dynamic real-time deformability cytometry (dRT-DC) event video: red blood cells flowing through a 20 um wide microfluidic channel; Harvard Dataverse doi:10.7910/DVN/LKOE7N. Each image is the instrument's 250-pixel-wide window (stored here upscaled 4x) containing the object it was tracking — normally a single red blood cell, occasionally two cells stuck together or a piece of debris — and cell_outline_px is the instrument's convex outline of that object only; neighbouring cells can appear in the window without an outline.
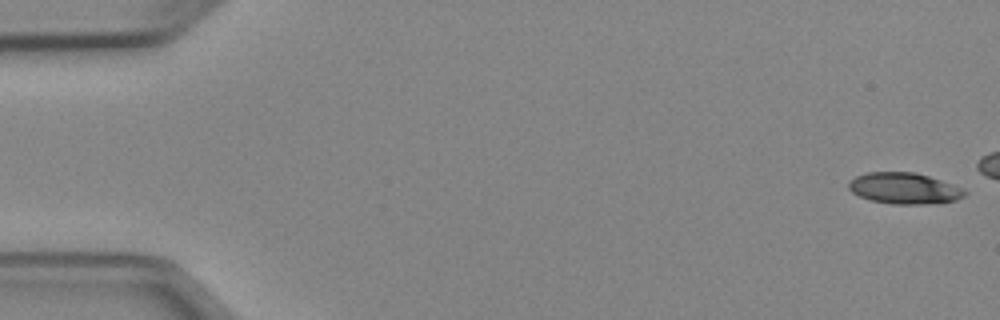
{"species": "Egyptian fruit bat (a non-hibernating species)", "species_latin": "Rousettus aegyptiacus", "temperature_condition": "cold", "stored_images_in_passage": 42, "camera_frame_rate_fps": 3000, "um_per_image_px": 0.085, "animal": {"sex": "female"}, "frame": {"image": 1, "passage_image": 1, "time_ms": 0.0, "image_size_px": [1000, 320], "cell_outline_px": [[968, 192], [964, 196], [956, 200], [924, 204], [892, 204], [872, 200], [860, 196], [852, 192], [848, 188], [848, 184], [856, 176], [868, 172], [912, 172], [928, 176], [964, 188]], "centroid_in_image_um": [76.87, 16.01], "position_along_channel_um": 8.1, "area_um2": 20.87}}
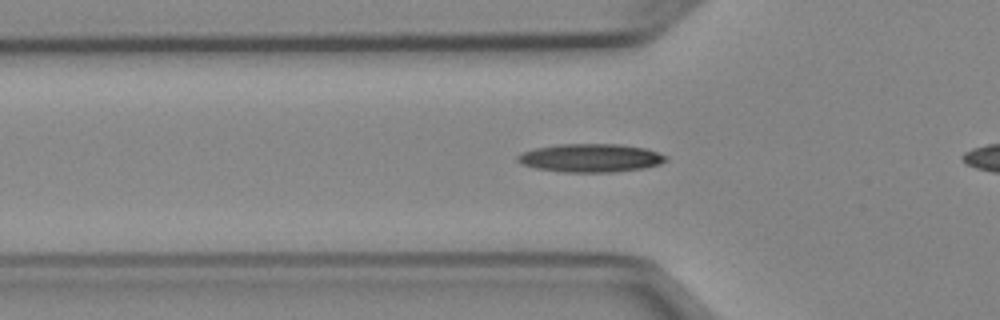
{"frame": {"image": 2, "passage_image": 17, "time_ms": 5.333, "image_size_px": [1000, 320], "cell_outline_px": [[668, 160], [660, 164], [644, 168], [612, 172], [564, 172], [536, 168], [520, 164], [516, 160], [516, 156], [524, 152], [536, 148], [556, 144], [620, 144], [648, 148], [668, 156]], "centroid_in_image_um": [50.23, 13.42], "position_along_channel_um": 75.6, "area_um2": 24.68}}
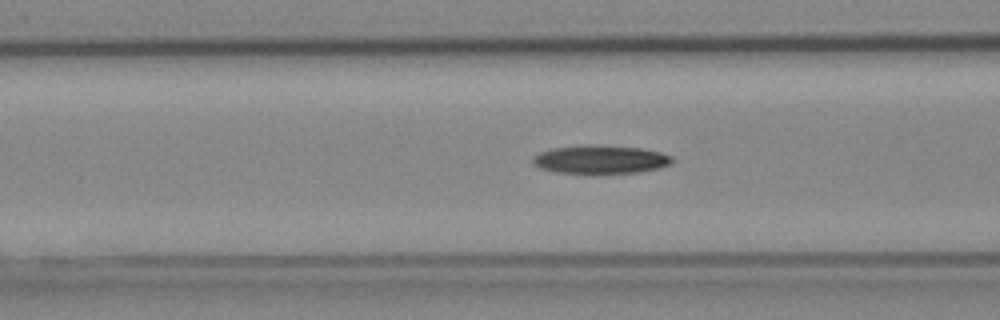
{"frame": {"image": 3, "passage_image": 20, "time_ms": 6.333, "image_size_px": [1000, 320], "cell_outline_px": [[676, 160], [672, 164], [660, 168], [636, 172], [556, 172], [540, 168], [532, 164], [532, 156], [540, 152], [552, 148], [588, 144], [596, 144], [640, 148], [660, 152], [672, 156]], "centroid_in_image_um": [51.05, 13.53], "position_along_channel_um": 115.5, "area_um2": 23.0}}